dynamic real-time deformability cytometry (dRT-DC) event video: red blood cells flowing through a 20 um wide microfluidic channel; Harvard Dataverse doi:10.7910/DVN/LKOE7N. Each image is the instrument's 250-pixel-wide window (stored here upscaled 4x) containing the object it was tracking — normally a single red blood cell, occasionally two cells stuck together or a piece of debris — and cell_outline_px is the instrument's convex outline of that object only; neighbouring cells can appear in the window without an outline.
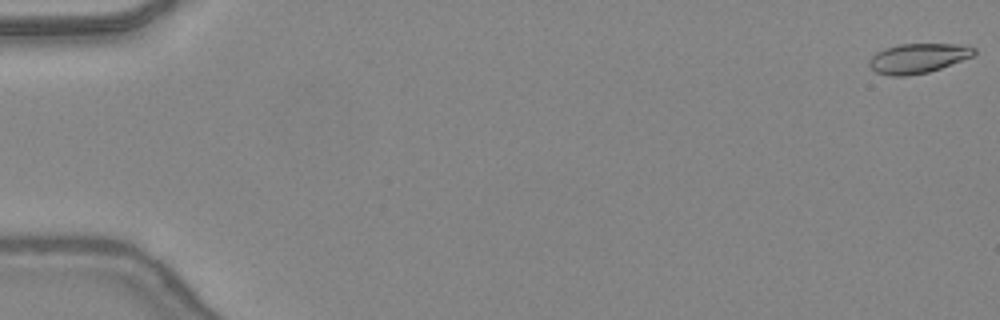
{"species": "common noctule bat (a hibernating species)", "species_latin": "Nyctalus noctula", "temperature_condition": "warm", "stored_images_in_passage": 48, "camera_frame_rate_fps": 3000, "um_per_image_px": 0.085, "animal": {"sex": "female", "body_mass_g": 24.6, "forearm_length_mm": 56.2}, "frame": {"image": 1, "passage_image": 1, "time_ms": 0.0, "image_size_px": [1000, 320], "cell_outline_px": [[976, 52], [972, 56], [940, 68], [928, 72], [908, 76], [892, 76], [876, 72], [868, 64], [868, 60], [876, 52], [884, 48], [900, 44], [956, 44], [976, 48]], "centroid_in_image_um": [77.99, 4.95], "position_along_channel_um": 7.0, "area_um2": 18.03}}
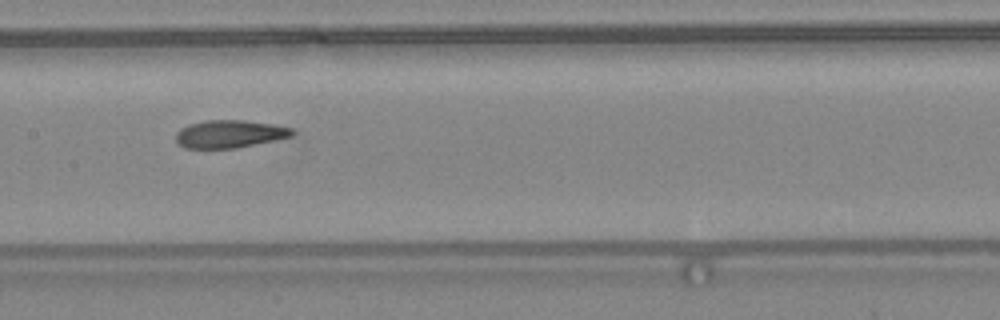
{"frame": {"image": 2, "passage_image": 25, "time_ms": 8.0, "image_size_px": [1000, 320], "cell_outline_px": [[296, 132], [292, 136], [236, 148], [184, 148], [176, 144], [176, 132], [180, 128], [188, 124], [204, 120], [244, 120], [272, 124], [292, 128]], "centroid_in_image_um": [19.47, 11.38], "position_along_channel_um": 187.9, "area_um2": 18.9}}
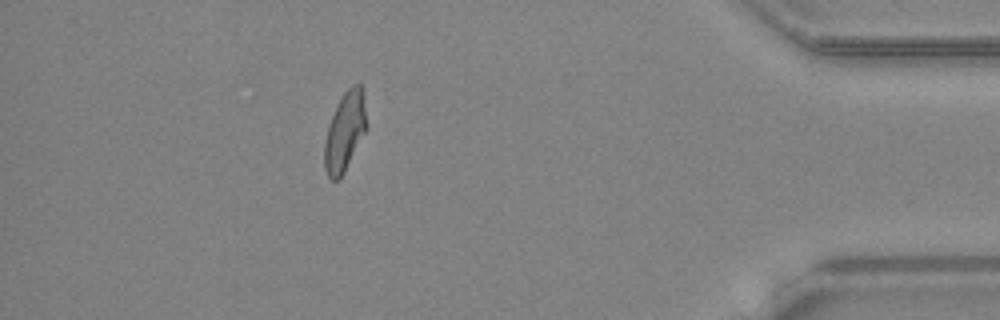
{"frame": {"image": 3, "passage_image": 43, "time_ms": 14.0, "image_size_px": [1000, 320], "cell_outline_px": [[364, 132], [340, 180], [332, 180], [328, 176], [324, 168], [324, 140], [328, 124], [344, 92], [352, 84], [360, 84], [364, 88]], "centroid_in_image_um": [29.27, 11.2], "position_along_channel_um": 405.9, "area_um2": 18.84}, "authors_computed_cell_mechanics": {"area_um2": 19.2185, "velocity_mm_per_s": 4.4101, "shape_relaxation_time_tau1_ms": 7.9024, "shape_relaxation_time_tau2_ms": 1.5185, "deformation_change_tau1": 0.2319, "deformation_change_tau2": 0.0868}}